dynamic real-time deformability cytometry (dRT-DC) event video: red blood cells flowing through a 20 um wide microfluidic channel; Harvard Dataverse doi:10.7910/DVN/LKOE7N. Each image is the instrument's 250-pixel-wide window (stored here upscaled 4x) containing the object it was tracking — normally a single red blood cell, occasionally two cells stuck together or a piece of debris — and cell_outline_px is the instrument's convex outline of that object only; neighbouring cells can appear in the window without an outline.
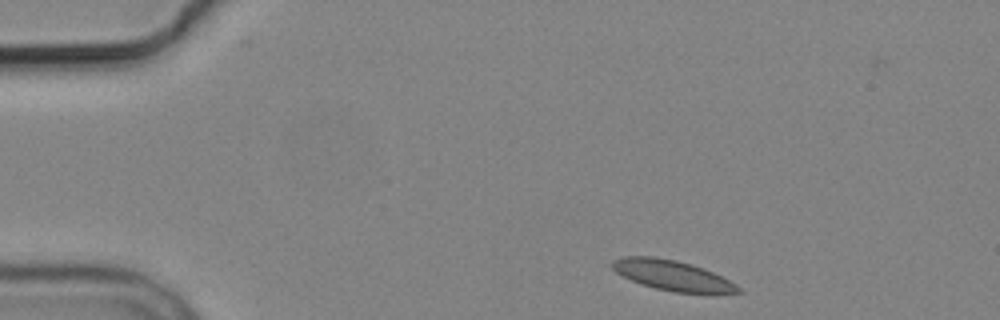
{"species": "common noctule bat (a hibernating species)", "species_latin": "Nyctalus noctula", "temperature_condition": "cold", "stored_images_in_passage": 3, "camera_frame_rate_fps": 3000, "um_per_image_px": 0.085, "animal": {"sex": "male", "body_mass_g": 19.2, "forearm_length_mm": 51.8}, "frame": {"image": 1, "passage_image": 1, "time_ms": 0.0, "image_size_px": [1000, 320], "cell_outline_px": [[744, 292], [672, 292], [656, 288], [632, 280], [616, 272], [612, 268], [612, 260], [624, 256], [652, 256], [676, 260], [692, 264], [704, 268], [736, 284]], "centroid_in_image_um": [57.11, 23.38], "position_along_channel_um": 27.9, "area_um2": 21.68}}